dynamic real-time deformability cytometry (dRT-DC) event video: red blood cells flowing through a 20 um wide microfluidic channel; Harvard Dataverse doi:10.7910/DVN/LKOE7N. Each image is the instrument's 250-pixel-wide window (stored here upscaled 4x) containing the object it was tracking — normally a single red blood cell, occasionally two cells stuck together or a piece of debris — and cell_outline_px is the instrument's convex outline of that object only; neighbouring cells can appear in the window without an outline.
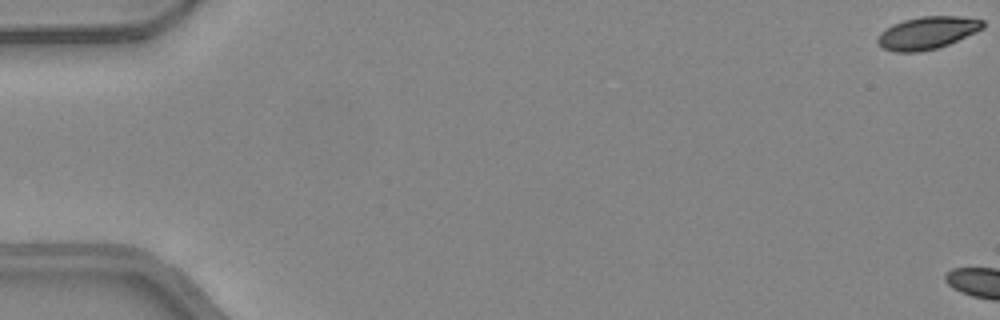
{"species": "common noctule bat (a hibernating species)", "species_latin": "Nyctalus noctula", "temperature_condition": "warm", "stored_images_in_passage": 4, "camera_frame_rate_fps": 3000, "um_per_image_px": 0.085, "animal": {"sex": "female", "body_mass_g": 24.6, "forearm_length_mm": 56.2}, "frame": {"image": 1, "passage_image": 1, "time_ms": 0.0, "image_size_px": [1000, 320], "cell_outline_px": [[984, 28], [976, 32], [948, 44], [936, 48], [920, 52], [892, 52], [884, 48], [876, 40], [880, 32], [892, 24], [904, 20], [920, 16], [960, 16], [984, 20]], "centroid_in_image_um": [78.81, 2.79], "position_along_channel_um": 6.2, "area_um2": 19.94}}